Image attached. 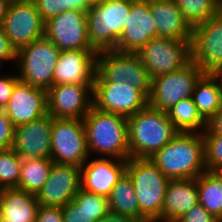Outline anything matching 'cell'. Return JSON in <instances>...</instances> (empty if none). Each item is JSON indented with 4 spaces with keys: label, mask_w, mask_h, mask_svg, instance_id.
I'll use <instances>...</instances> for the list:
<instances>
[{
    "label": "cell",
    "mask_w": 222,
    "mask_h": 222,
    "mask_svg": "<svg viewBox=\"0 0 222 222\" xmlns=\"http://www.w3.org/2000/svg\"><path fill=\"white\" fill-rule=\"evenodd\" d=\"M156 23L157 37L187 40L191 43L193 27L174 0H148Z\"/></svg>",
    "instance_id": "cell-22"
},
{
    "label": "cell",
    "mask_w": 222,
    "mask_h": 222,
    "mask_svg": "<svg viewBox=\"0 0 222 222\" xmlns=\"http://www.w3.org/2000/svg\"><path fill=\"white\" fill-rule=\"evenodd\" d=\"M127 125L130 158H150L179 133L166 111L149 104L129 116Z\"/></svg>",
    "instance_id": "cell-3"
},
{
    "label": "cell",
    "mask_w": 222,
    "mask_h": 222,
    "mask_svg": "<svg viewBox=\"0 0 222 222\" xmlns=\"http://www.w3.org/2000/svg\"><path fill=\"white\" fill-rule=\"evenodd\" d=\"M207 126L219 135H222V108L207 122Z\"/></svg>",
    "instance_id": "cell-41"
},
{
    "label": "cell",
    "mask_w": 222,
    "mask_h": 222,
    "mask_svg": "<svg viewBox=\"0 0 222 222\" xmlns=\"http://www.w3.org/2000/svg\"><path fill=\"white\" fill-rule=\"evenodd\" d=\"M166 112L179 132L202 133L207 128V122L198 113L192 97L179 101Z\"/></svg>",
    "instance_id": "cell-28"
},
{
    "label": "cell",
    "mask_w": 222,
    "mask_h": 222,
    "mask_svg": "<svg viewBox=\"0 0 222 222\" xmlns=\"http://www.w3.org/2000/svg\"><path fill=\"white\" fill-rule=\"evenodd\" d=\"M44 36L60 50H94L90 46L87 12L67 10L45 22Z\"/></svg>",
    "instance_id": "cell-11"
},
{
    "label": "cell",
    "mask_w": 222,
    "mask_h": 222,
    "mask_svg": "<svg viewBox=\"0 0 222 222\" xmlns=\"http://www.w3.org/2000/svg\"><path fill=\"white\" fill-rule=\"evenodd\" d=\"M213 214L209 213L200 203L193 206L176 222H219Z\"/></svg>",
    "instance_id": "cell-38"
},
{
    "label": "cell",
    "mask_w": 222,
    "mask_h": 222,
    "mask_svg": "<svg viewBox=\"0 0 222 222\" xmlns=\"http://www.w3.org/2000/svg\"><path fill=\"white\" fill-rule=\"evenodd\" d=\"M35 4L44 23L67 10L88 12L90 9L83 0H38Z\"/></svg>",
    "instance_id": "cell-32"
},
{
    "label": "cell",
    "mask_w": 222,
    "mask_h": 222,
    "mask_svg": "<svg viewBox=\"0 0 222 222\" xmlns=\"http://www.w3.org/2000/svg\"><path fill=\"white\" fill-rule=\"evenodd\" d=\"M39 205L36 194L18 188L0 189V217L7 222H35Z\"/></svg>",
    "instance_id": "cell-24"
},
{
    "label": "cell",
    "mask_w": 222,
    "mask_h": 222,
    "mask_svg": "<svg viewBox=\"0 0 222 222\" xmlns=\"http://www.w3.org/2000/svg\"><path fill=\"white\" fill-rule=\"evenodd\" d=\"M72 201L79 208L93 215L97 222L110 212L107 197L87 192L82 188L77 192Z\"/></svg>",
    "instance_id": "cell-34"
},
{
    "label": "cell",
    "mask_w": 222,
    "mask_h": 222,
    "mask_svg": "<svg viewBox=\"0 0 222 222\" xmlns=\"http://www.w3.org/2000/svg\"><path fill=\"white\" fill-rule=\"evenodd\" d=\"M192 99L198 113L208 122L222 108V86L212 74H204L196 83Z\"/></svg>",
    "instance_id": "cell-26"
},
{
    "label": "cell",
    "mask_w": 222,
    "mask_h": 222,
    "mask_svg": "<svg viewBox=\"0 0 222 222\" xmlns=\"http://www.w3.org/2000/svg\"><path fill=\"white\" fill-rule=\"evenodd\" d=\"M93 106L103 112L126 118L149 104V99L129 84L117 82H94Z\"/></svg>",
    "instance_id": "cell-12"
},
{
    "label": "cell",
    "mask_w": 222,
    "mask_h": 222,
    "mask_svg": "<svg viewBox=\"0 0 222 222\" xmlns=\"http://www.w3.org/2000/svg\"><path fill=\"white\" fill-rule=\"evenodd\" d=\"M83 1L91 8L92 6L98 5L103 0H83Z\"/></svg>",
    "instance_id": "cell-46"
},
{
    "label": "cell",
    "mask_w": 222,
    "mask_h": 222,
    "mask_svg": "<svg viewBox=\"0 0 222 222\" xmlns=\"http://www.w3.org/2000/svg\"><path fill=\"white\" fill-rule=\"evenodd\" d=\"M11 1L9 0H0V26L3 23V20L6 17L7 10Z\"/></svg>",
    "instance_id": "cell-43"
},
{
    "label": "cell",
    "mask_w": 222,
    "mask_h": 222,
    "mask_svg": "<svg viewBox=\"0 0 222 222\" xmlns=\"http://www.w3.org/2000/svg\"><path fill=\"white\" fill-rule=\"evenodd\" d=\"M17 50L11 44L9 38L6 36L2 27L0 26V56L2 57H16Z\"/></svg>",
    "instance_id": "cell-40"
},
{
    "label": "cell",
    "mask_w": 222,
    "mask_h": 222,
    "mask_svg": "<svg viewBox=\"0 0 222 222\" xmlns=\"http://www.w3.org/2000/svg\"><path fill=\"white\" fill-rule=\"evenodd\" d=\"M53 117L49 114L15 127L12 149L22 158H50Z\"/></svg>",
    "instance_id": "cell-18"
},
{
    "label": "cell",
    "mask_w": 222,
    "mask_h": 222,
    "mask_svg": "<svg viewBox=\"0 0 222 222\" xmlns=\"http://www.w3.org/2000/svg\"><path fill=\"white\" fill-rule=\"evenodd\" d=\"M204 71L190 60L181 69L152 78L149 105L167 111L183 99L192 97L196 83Z\"/></svg>",
    "instance_id": "cell-8"
},
{
    "label": "cell",
    "mask_w": 222,
    "mask_h": 222,
    "mask_svg": "<svg viewBox=\"0 0 222 222\" xmlns=\"http://www.w3.org/2000/svg\"><path fill=\"white\" fill-rule=\"evenodd\" d=\"M212 75L220 82V85L222 86V65L215 70Z\"/></svg>",
    "instance_id": "cell-44"
},
{
    "label": "cell",
    "mask_w": 222,
    "mask_h": 222,
    "mask_svg": "<svg viewBox=\"0 0 222 222\" xmlns=\"http://www.w3.org/2000/svg\"><path fill=\"white\" fill-rule=\"evenodd\" d=\"M63 222H97L93 215L79 208L73 201L62 206Z\"/></svg>",
    "instance_id": "cell-36"
},
{
    "label": "cell",
    "mask_w": 222,
    "mask_h": 222,
    "mask_svg": "<svg viewBox=\"0 0 222 222\" xmlns=\"http://www.w3.org/2000/svg\"><path fill=\"white\" fill-rule=\"evenodd\" d=\"M216 172L222 177V167Z\"/></svg>",
    "instance_id": "cell-49"
},
{
    "label": "cell",
    "mask_w": 222,
    "mask_h": 222,
    "mask_svg": "<svg viewBox=\"0 0 222 222\" xmlns=\"http://www.w3.org/2000/svg\"><path fill=\"white\" fill-rule=\"evenodd\" d=\"M108 198L110 213L149 222L141 213L130 176L125 172L111 190Z\"/></svg>",
    "instance_id": "cell-25"
},
{
    "label": "cell",
    "mask_w": 222,
    "mask_h": 222,
    "mask_svg": "<svg viewBox=\"0 0 222 222\" xmlns=\"http://www.w3.org/2000/svg\"><path fill=\"white\" fill-rule=\"evenodd\" d=\"M216 16L222 21V4H221V6L219 7V10H218Z\"/></svg>",
    "instance_id": "cell-47"
},
{
    "label": "cell",
    "mask_w": 222,
    "mask_h": 222,
    "mask_svg": "<svg viewBox=\"0 0 222 222\" xmlns=\"http://www.w3.org/2000/svg\"><path fill=\"white\" fill-rule=\"evenodd\" d=\"M22 161L12 148L0 150V189L18 187Z\"/></svg>",
    "instance_id": "cell-31"
},
{
    "label": "cell",
    "mask_w": 222,
    "mask_h": 222,
    "mask_svg": "<svg viewBox=\"0 0 222 222\" xmlns=\"http://www.w3.org/2000/svg\"><path fill=\"white\" fill-rule=\"evenodd\" d=\"M190 49L191 60L205 74H212L222 65V21L217 16L193 27Z\"/></svg>",
    "instance_id": "cell-14"
},
{
    "label": "cell",
    "mask_w": 222,
    "mask_h": 222,
    "mask_svg": "<svg viewBox=\"0 0 222 222\" xmlns=\"http://www.w3.org/2000/svg\"><path fill=\"white\" fill-rule=\"evenodd\" d=\"M18 81L17 74H0V109L3 110L8 105Z\"/></svg>",
    "instance_id": "cell-37"
},
{
    "label": "cell",
    "mask_w": 222,
    "mask_h": 222,
    "mask_svg": "<svg viewBox=\"0 0 222 222\" xmlns=\"http://www.w3.org/2000/svg\"><path fill=\"white\" fill-rule=\"evenodd\" d=\"M126 173L132 180L140 213L149 222H161L169 179L149 158H129Z\"/></svg>",
    "instance_id": "cell-4"
},
{
    "label": "cell",
    "mask_w": 222,
    "mask_h": 222,
    "mask_svg": "<svg viewBox=\"0 0 222 222\" xmlns=\"http://www.w3.org/2000/svg\"><path fill=\"white\" fill-rule=\"evenodd\" d=\"M16 50L44 37L43 22L36 4L12 1L1 25Z\"/></svg>",
    "instance_id": "cell-13"
},
{
    "label": "cell",
    "mask_w": 222,
    "mask_h": 222,
    "mask_svg": "<svg viewBox=\"0 0 222 222\" xmlns=\"http://www.w3.org/2000/svg\"><path fill=\"white\" fill-rule=\"evenodd\" d=\"M94 82H126L149 99L152 79L136 53L106 50L97 53Z\"/></svg>",
    "instance_id": "cell-6"
},
{
    "label": "cell",
    "mask_w": 222,
    "mask_h": 222,
    "mask_svg": "<svg viewBox=\"0 0 222 222\" xmlns=\"http://www.w3.org/2000/svg\"><path fill=\"white\" fill-rule=\"evenodd\" d=\"M136 54L151 79L179 70L191 60L189 41L163 37L151 39Z\"/></svg>",
    "instance_id": "cell-10"
},
{
    "label": "cell",
    "mask_w": 222,
    "mask_h": 222,
    "mask_svg": "<svg viewBox=\"0 0 222 222\" xmlns=\"http://www.w3.org/2000/svg\"><path fill=\"white\" fill-rule=\"evenodd\" d=\"M94 85H54L47 91V111L54 118L83 119L93 107Z\"/></svg>",
    "instance_id": "cell-15"
},
{
    "label": "cell",
    "mask_w": 222,
    "mask_h": 222,
    "mask_svg": "<svg viewBox=\"0 0 222 222\" xmlns=\"http://www.w3.org/2000/svg\"><path fill=\"white\" fill-rule=\"evenodd\" d=\"M182 15L195 25L208 21L217 15L221 3L218 0H174Z\"/></svg>",
    "instance_id": "cell-30"
},
{
    "label": "cell",
    "mask_w": 222,
    "mask_h": 222,
    "mask_svg": "<svg viewBox=\"0 0 222 222\" xmlns=\"http://www.w3.org/2000/svg\"><path fill=\"white\" fill-rule=\"evenodd\" d=\"M17 1L24 2V3H33V4H35L38 0H17Z\"/></svg>",
    "instance_id": "cell-48"
},
{
    "label": "cell",
    "mask_w": 222,
    "mask_h": 222,
    "mask_svg": "<svg viewBox=\"0 0 222 222\" xmlns=\"http://www.w3.org/2000/svg\"><path fill=\"white\" fill-rule=\"evenodd\" d=\"M149 159L169 180L196 179L206 171L203 135L179 132Z\"/></svg>",
    "instance_id": "cell-1"
},
{
    "label": "cell",
    "mask_w": 222,
    "mask_h": 222,
    "mask_svg": "<svg viewBox=\"0 0 222 222\" xmlns=\"http://www.w3.org/2000/svg\"><path fill=\"white\" fill-rule=\"evenodd\" d=\"M60 50L45 36L17 50L16 62L20 81L48 91Z\"/></svg>",
    "instance_id": "cell-7"
},
{
    "label": "cell",
    "mask_w": 222,
    "mask_h": 222,
    "mask_svg": "<svg viewBox=\"0 0 222 222\" xmlns=\"http://www.w3.org/2000/svg\"><path fill=\"white\" fill-rule=\"evenodd\" d=\"M81 189V167L53 163L49 177L37 192L40 205L62 207Z\"/></svg>",
    "instance_id": "cell-16"
},
{
    "label": "cell",
    "mask_w": 222,
    "mask_h": 222,
    "mask_svg": "<svg viewBox=\"0 0 222 222\" xmlns=\"http://www.w3.org/2000/svg\"><path fill=\"white\" fill-rule=\"evenodd\" d=\"M198 203L196 179L169 180L161 210V222H176Z\"/></svg>",
    "instance_id": "cell-23"
},
{
    "label": "cell",
    "mask_w": 222,
    "mask_h": 222,
    "mask_svg": "<svg viewBox=\"0 0 222 222\" xmlns=\"http://www.w3.org/2000/svg\"><path fill=\"white\" fill-rule=\"evenodd\" d=\"M95 50L60 51L53 73V86L62 84L94 85Z\"/></svg>",
    "instance_id": "cell-20"
},
{
    "label": "cell",
    "mask_w": 222,
    "mask_h": 222,
    "mask_svg": "<svg viewBox=\"0 0 222 222\" xmlns=\"http://www.w3.org/2000/svg\"><path fill=\"white\" fill-rule=\"evenodd\" d=\"M90 156L81 166V188L108 197L115 184L126 172L127 160Z\"/></svg>",
    "instance_id": "cell-19"
},
{
    "label": "cell",
    "mask_w": 222,
    "mask_h": 222,
    "mask_svg": "<svg viewBox=\"0 0 222 222\" xmlns=\"http://www.w3.org/2000/svg\"><path fill=\"white\" fill-rule=\"evenodd\" d=\"M6 61H7V63H8V61L12 62V63L16 62V57H2V56H0V67H1V65L4 64V62H5V64H7Z\"/></svg>",
    "instance_id": "cell-45"
},
{
    "label": "cell",
    "mask_w": 222,
    "mask_h": 222,
    "mask_svg": "<svg viewBox=\"0 0 222 222\" xmlns=\"http://www.w3.org/2000/svg\"><path fill=\"white\" fill-rule=\"evenodd\" d=\"M89 157L83 119L53 117L50 159L81 167Z\"/></svg>",
    "instance_id": "cell-9"
},
{
    "label": "cell",
    "mask_w": 222,
    "mask_h": 222,
    "mask_svg": "<svg viewBox=\"0 0 222 222\" xmlns=\"http://www.w3.org/2000/svg\"><path fill=\"white\" fill-rule=\"evenodd\" d=\"M3 110L15 127L37 120L48 114L47 91L19 80Z\"/></svg>",
    "instance_id": "cell-21"
},
{
    "label": "cell",
    "mask_w": 222,
    "mask_h": 222,
    "mask_svg": "<svg viewBox=\"0 0 222 222\" xmlns=\"http://www.w3.org/2000/svg\"><path fill=\"white\" fill-rule=\"evenodd\" d=\"M156 37V23L152 17L148 0H133L123 33L115 50L124 53H137Z\"/></svg>",
    "instance_id": "cell-17"
},
{
    "label": "cell",
    "mask_w": 222,
    "mask_h": 222,
    "mask_svg": "<svg viewBox=\"0 0 222 222\" xmlns=\"http://www.w3.org/2000/svg\"><path fill=\"white\" fill-rule=\"evenodd\" d=\"M89 156L130 158L127 118L92 107L83 118ZM92 153V154H91Z\"/></svg>",
    "instance_id": "cell-2"
},
{
    "label": "cell",
    "mask_w": 222,
    "mask_h": 222,
    "mask_svg": "<svg viewBox=\"0 0 222 222\" xmlns=\"http://www.w3.org/2000/svg\"><path fill=\"white\" fill-rule=\"evenodd\" d=\"M0 222H7V219L4 217H0Z\"/></svg>",
    "instance_id": "cell-50"
},
{
    "label": "cell",
    "mask_w": 222,
    "mask_h": 222,
    "mask_svg": "<svg viewBox=\"0 0 222 222\" xmlns=\"http://www.w3.org/2000/svg\"><path fill=\"white\" fill-rule=\"evenodd\" d=\"M133 0H103L87 12L90 46L98 53L115 50Z\"/></svg>",
    "instance_id": "cell-5"
},
{
    "label": "cell",
    "mask_w": 222,
    "mask_h": 222,
    "mask_svg": "<svg viewBox=\"0 0 222 222\" xmlns=\"http://www.w3.org/2000/svg\"><path fill=\"white\" fill-rule=\"evenodd\" d=\"M35 222H63L62 207L39 205Z\"/></svg>",
    "instance_id": "cell-39"
},
{
    "label": "cell",
    "mask_w": 222,
    "mask_h": 222,
    "mask_svg": "<svg viewBox=\"0 0 222 222\" xmlns=\"http://www.w3.org/2000/svg\"><path fill=\"white\" fill-rule=\"evenodd\" d=\"M50 158H25L22 161L18 189L37 194L47 181L53 166Z\"/></svg>",
    "instance_id": "cell-29"
},
{
    "label": "cell",
    "mask_w": 222,
    "mask_h": 222,
    "mask_svg": "<svg viewBox=\"0 0 222 222\" xmlns=\"http://www.w3.org/2000/svg\"><path fill=\"white\" fill-rule=\"evenodd\" d=\"M98 222H141V221L128 216L117 215L109 212Z\"/></svg>",
    "instance_id": "cell-42"
},
{
    "label": "cell",
    "mask_w": 222,
    "mask_h": 222,
    "mask_svg": "<svg viewBox=\"0 0 222 222\" xmlns=\"http://www.w3.org/2000/svg\"><path fill=\"white\" fill-rule=\"evenodd\" d=\"M199 203L222 221V177L216 171H205L196 178Z\"/></svg>",
    "instance_id": "cell-27"
},
{
    "label": "cell",
    "mask_w": 222,
    "mask_h": 222,
    "mask_svg": "<svg viewBox=\"0 0 222 222\" xmlns=\"http://www.w3.org/2000/svg\"><path fill=\"white\" fill-rule=\"evenodd\" d=\"M15 126L7 113L0 109V150L12 148Z\"/></svg>",
    "instance_id": "cell-35"
},
{
    "label": "cell",
    "mask_w": 222,
    "mask_h": 222,
    "mask_svg": "<svg viewBox=\"0 0 222 222\" xmlns=\"http://www.w3.org/2000/svg\"><path fill=\"white\" fill-rule=\"evenodd\" d=\"M202 135L205 168L207 171H218L222 167V135L214 133L208 126Z\"/></svg>",
    "instance_id": "cell-33"
}]
</instances>
